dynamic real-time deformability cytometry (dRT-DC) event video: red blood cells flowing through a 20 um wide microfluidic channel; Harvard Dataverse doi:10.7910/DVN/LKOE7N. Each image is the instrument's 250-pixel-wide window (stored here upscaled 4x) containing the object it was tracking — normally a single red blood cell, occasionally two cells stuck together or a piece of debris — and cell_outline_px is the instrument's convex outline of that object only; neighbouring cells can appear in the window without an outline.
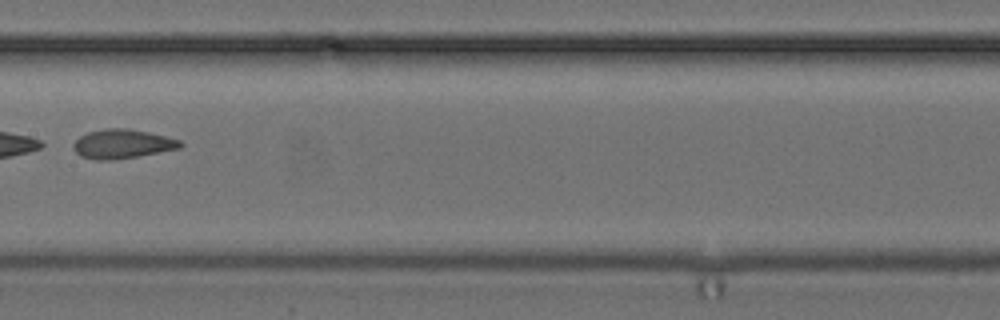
{"species": "common noctule bat (a hibernating species)", "species_latin": "Nyctalus noctula", "temperature_condition": "cold", "stored_images_in_passage": 7, "camera_frame_rate_fps": 3000, "um_per_image_px": 0.085, "animal": {"sex": "female", "body_mass_g": 24.6, "forearm_length_mm": 56.2}, "frame": {"image": 1, "passage_image": 7, "time_ms": 7.0, "image_size_px": [1000, 320], "cell_outline_px": [[184, 144], [180, 148], [136, 156], [112, 160], [96, 160], [80, 156], [72, 148], [72, 144], [80, 136], [88, 132], [104, 128], [128, 128], [148, 132], [180, 140]], "centroid_in_image_um": [10.36, 12.23], "position_along_channel_um": 197.0, "area_um2": 18.09}}